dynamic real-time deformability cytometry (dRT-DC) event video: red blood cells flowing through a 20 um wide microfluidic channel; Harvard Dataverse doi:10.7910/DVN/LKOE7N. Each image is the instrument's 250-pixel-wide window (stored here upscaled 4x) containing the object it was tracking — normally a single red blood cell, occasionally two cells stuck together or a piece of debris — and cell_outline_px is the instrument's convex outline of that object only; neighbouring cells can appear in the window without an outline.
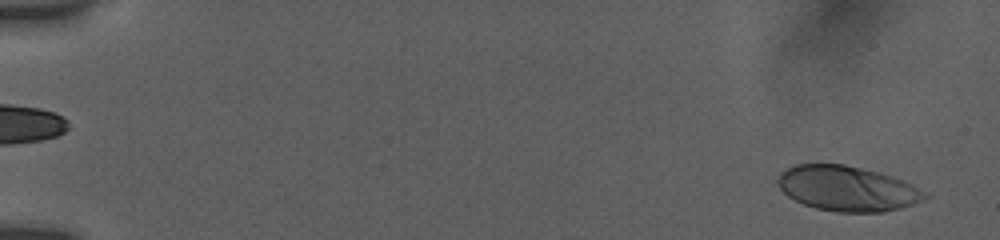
{"species": "human", "species_latin": "Homo sapiens", "temperature_condition": "room temperature", "stored_images_in_passage": 49, "camera_frame_rate_fps": 3000, "um_per_image_px": 0.085, "donor": {"sex": "female"}, "frame": {"image": 1, "passage_image": 1, "time_ms": 0.0, "image_size_px": [1000, 240], "cell_outline_px": [[932, 196], [924, 200], [900, 208], [884, 212], [836, 212], [816, 208], [804, 204], [788, 196], [776, 184], [776, 180], [780, 172], [792, 164], [844, 164], [880, 172], [892, 176], [912, 184], [928, 192]], "centroid_in_image_um": [72.03, 16.02], "position_along_channel_um": 13.0, "area_um2": 39.02}}
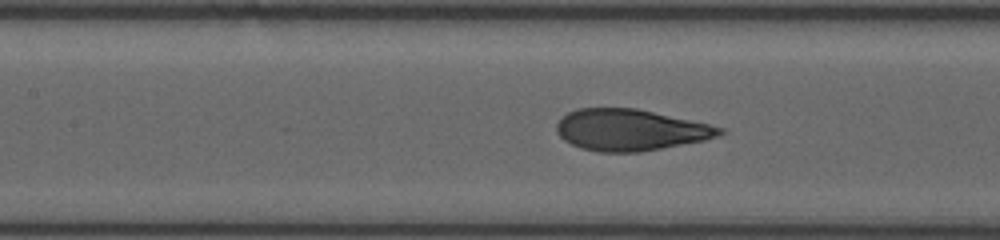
{"frame": {"image": 2, "passage_image": 20, "time_ms": 8.0, "image_size_px": [1000, 240], "cell_outline_px": [[724, 132], [720, 136], [704, 140], [640, 152], [600, 152], [580, 148], [564, 140], [556, 132], [556, 124], [568, 112], [576, 108], [636, 108], [708, 124], [724, 128]], "centroid_in_image_um": [53.55, 11.04], "position_along_channel_um": 153.8, "area_um2": 39.13}}
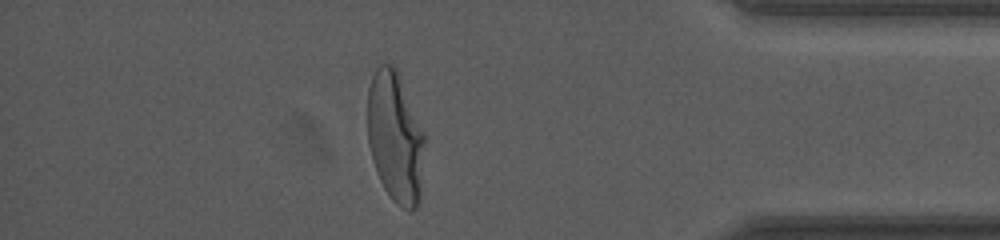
{"frame": {"image": 3, "passage_image": 41, "time_ms": 15.333, "image_size_px": [1000, 240], "cell_outline_px": [[424, 144], [420, 200], [416, 208], [412, 212], [408, 212], [400, 208], [392, 200], [384, 188], [376, 172], [372, 160], [368, 144], [368, 88], [372, 76], [376, 68], [380, 64], [392, 64], [396, 68], [424, 132]], "centroid_in_image_um": [33.59, 11.72], "position_along_channel_um": 401.6, "area_um2": 43.75}, "authors_computed_cell_mechanics": {"area_um2": 40.171, "velocity_mm_per_s": 3.7596, "shape_relaxation_time_tau1_ms": 4.2123, "shape_relaxation_time_tau2_ms": null, "deformation_change_tau1": 0.1929, "deformation_change_tau2": null}}